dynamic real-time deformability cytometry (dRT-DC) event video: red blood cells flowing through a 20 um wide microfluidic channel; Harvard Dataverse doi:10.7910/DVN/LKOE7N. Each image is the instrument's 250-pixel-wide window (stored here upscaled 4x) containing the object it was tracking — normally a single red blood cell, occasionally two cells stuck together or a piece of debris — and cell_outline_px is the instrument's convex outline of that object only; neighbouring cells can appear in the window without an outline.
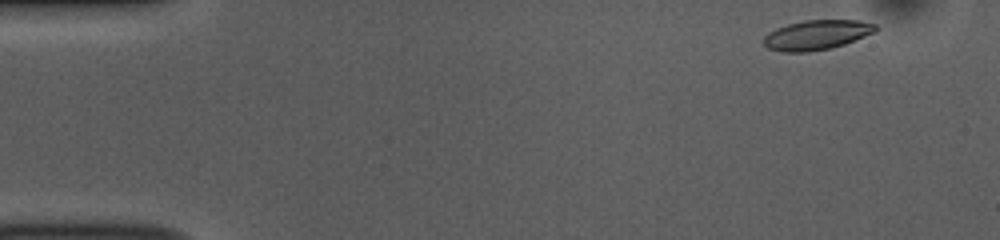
{"species": "common noctule bat (a hibernating species)", "species_latin": "Nyctalus noctula", "temperature_condition": "room temperature", "stored_images_in_passage": 50, "camera_frame_rate_fps": 3000, "um_per_image_px": 0.085, "animal": {"sex": "female", "body_mass_g": 10.0, "forearm_length_mm": 53.1}, "frame": {"image": 1, "passage_image": 1, "time_ms": 0.0, "image_size_px": [1000, 240], "cell_outline_px": [[876, 32], [844, 44], [832, 48], [808, 52], [784, 52], [768, 48], [764, 44], [764, 36], [768, 32], [776, 28], [788, 24], [804, 20], [860, 20], [876, 24]], "centroid_in_image_um": [69.42, 2.96], "position_along_channel_um": 15.6, "area_um2": 19.42}}
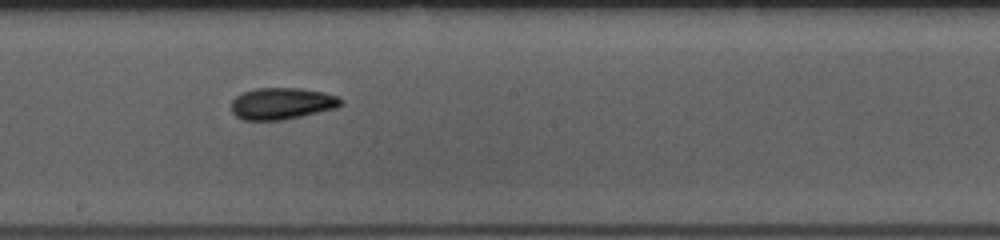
{"frame": {"image": 2, "passage_image": 26, "time_ms": 8.333, "image_size_px": [1000, 240], "cell_outline_px": [[344, 104], [336, 108], [284, 120], [244, 120], [236, 116], [232, 112], [232, 100], [240, 92], [256, 88], [300, 88], [324, 92], [340, 96], [344, 100]], "centroid_in_image_um": [23.99, 8.79], "position_along_channel_um": 224.2, "area_um2": 20.52}}
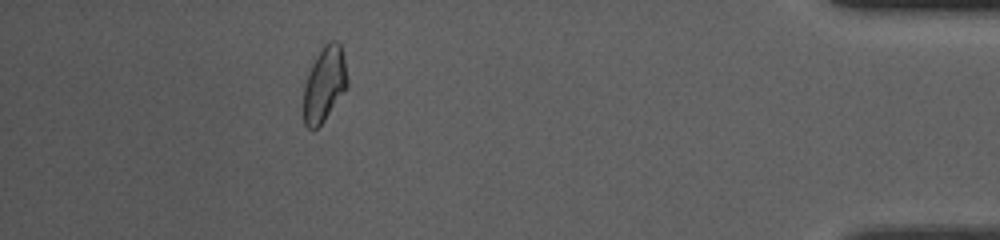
{"frame": {"image": 3, "passage_image": 45, "time_ms": 14.667, "image_size_px": [1000, 240], "cell_outline_px": [[348, 84], [344, 92], [324, 120], [316, 128], [308, 128], [304, 124], [304, 84], [308, 72], [316, 56], [324, 44], [328, 40], [336, 40], [340, 44], [344, 60], [348, 80]], "centroid_in_image_um": [27.57, 7.12], "position_along_channel_um": 407.6, "area_um2": 18.96}, "authors_computed_cell_mechanics": {"area_um2": 19.6231, "velocity_mm_per_s": 3.7192, "shape_relaxation_time_tau1_ms": 4.1708, "shape_relaxation_time_tau2_ms": 4.0487, "deformation_change_tau1": 0.137, "deformation_change_tau2": 0.0942}}